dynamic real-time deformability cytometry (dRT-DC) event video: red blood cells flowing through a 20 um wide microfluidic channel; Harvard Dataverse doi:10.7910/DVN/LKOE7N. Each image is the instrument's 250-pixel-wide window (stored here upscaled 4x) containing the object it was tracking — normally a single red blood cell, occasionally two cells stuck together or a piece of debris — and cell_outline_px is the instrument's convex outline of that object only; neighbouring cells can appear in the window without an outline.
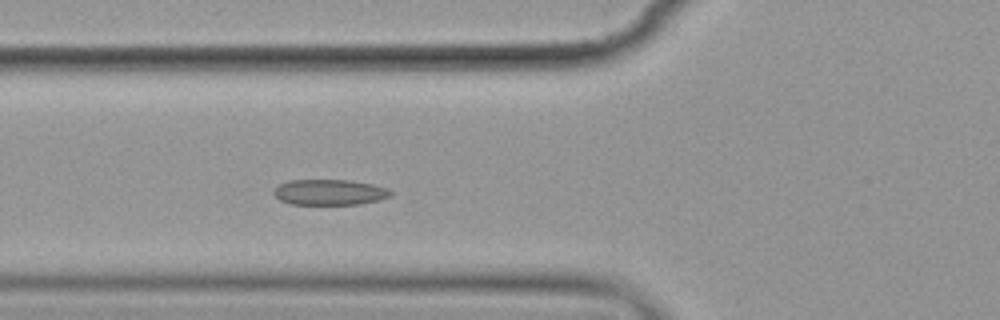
{"species": "common noctule bat (a hibernating species)", "species_latin": "Nyctalus noctula", "temperature_condition": "cold", "stored_images_in_passage": 6, "segment_of_instrument_passage": [1, 2], "camera_frame_rate_fps": 3000, "um_per_image_px": 0.085, "animal": {"sex": "female", "body_mass_g": 19.9}, "frame": {"image": 1, "passage_image": 5, "time_ms": 4.667, "image_size_px": [1000, 320], "cell_outline_px": [[392, 196], [380, 200], [360, 204], [288, 204], [280, 200], [272, 192], [280, 184], [288, 180], [348, 180], [372, 184], [388, 188], [392, 192]], "centroid_in_image_um": [28.03, 16.34], "position_along_channel_um": 97.8, "area_um2": 17.51}}